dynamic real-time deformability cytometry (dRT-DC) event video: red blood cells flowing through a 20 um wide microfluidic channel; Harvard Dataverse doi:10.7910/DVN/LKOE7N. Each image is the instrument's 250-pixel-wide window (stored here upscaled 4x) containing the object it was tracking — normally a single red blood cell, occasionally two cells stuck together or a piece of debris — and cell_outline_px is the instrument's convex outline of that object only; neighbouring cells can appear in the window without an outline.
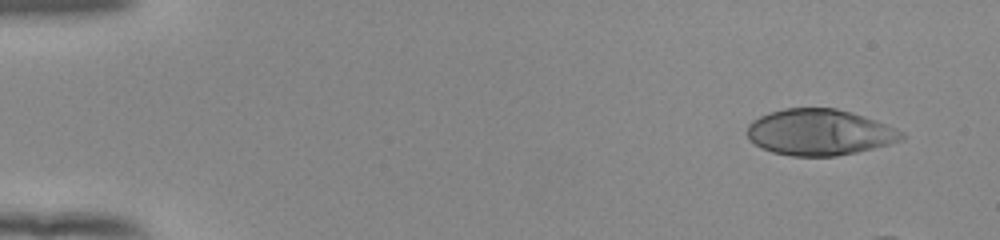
{"species": "human", "species_latin": "Homo sapiens", "temperature_condition": "room temperature", "stored_images_in_passage": 13, "camera_frame_rate_fps": 3000, "um_per_image_px": 0.085, "donor": {"sex": "female"}, "frame": {"image": 1, "passage_image": 1, "time_ms": 0.0, "image_size_px": [1000, 240], "cell_outline_px": [[904, 140], [856, 152], [836, 156], [792, 156], [772, 152], [760, 148], [748, 136], [748, 124], [752, 120], [768, 112], [784, 108], [836, 108], [852, 112], [864, 116], [896, 128], [904, 132]], "centroid_in_image_um": [69.66, 11.24], "position_along_channel_um": 15.3, "area_um2": 41.5}}